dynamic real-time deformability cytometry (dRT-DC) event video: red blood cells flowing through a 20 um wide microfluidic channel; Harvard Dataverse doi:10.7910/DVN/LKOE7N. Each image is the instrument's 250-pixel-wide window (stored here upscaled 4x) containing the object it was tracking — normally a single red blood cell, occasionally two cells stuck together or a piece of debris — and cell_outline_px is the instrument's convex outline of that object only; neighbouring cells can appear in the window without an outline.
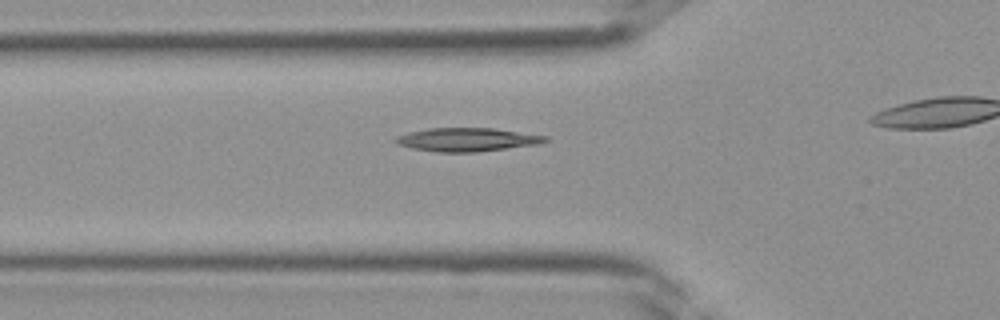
{"species": "Egyptian fruit bat (a non-hibernating species)", "species_latin": "Rousettus aegyptiacus", "temperature_condition": "room temperature", "stored_images_in_passage": 20, "camera_frame_rate_fps": 3000, "um_per_image_px": 0.085, "frame": {"image": 1, "passage_image": 2, "time_ms": 0.333, "image_size_px": [1000, 320], "cell_outline_px": [[548, 140], [536, 144], [476, 152], [436, 152], [412, 148], [396, 144], [392, 140], [396, 136], [408, 132], [428, 128], [492, 128], [548, 136]], "centroid_in_image_um": [39.62, 11.86], "position_along_channel_um": 86.2, "area_um2": 20.4}}
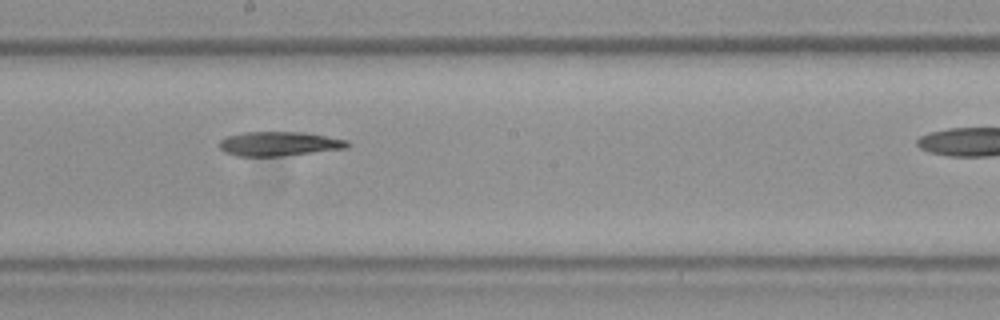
{"frame": {"image": 2, "passage_image": 10, "time_ms": 3.0, "image_size_px": [1000, 320], "cell_outline_px": [[352, 144], [348, 148], [280, 156], [236, 156], [224, 152], [220, 148], [220, 140], [228, 136], [244, 132], [304, 132], [348, 140]], "centroid_in_image_um": [23.75, 12.22], "position_along_channel_um": 224.4, "area_um2": 18.15}}
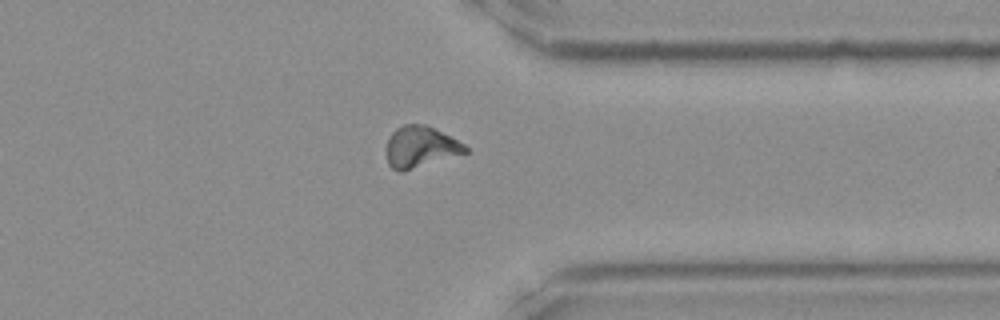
{"frame": {"image": 3, "passage_image": 19, "time_ms": 6.0, "image_size_px": [1000, 320], "cell_outline_px": [[468, 152], [404, 172], [400, 172], [392, 168], [388, 164], [388, 136], [396, 128], [404, 124], [424, 124], [464, 144], [468, 148]], "centroid_in_image_um": [35.72, 12.51], "position_along_channel_um": 375.7, "area_um2": 18.73}}